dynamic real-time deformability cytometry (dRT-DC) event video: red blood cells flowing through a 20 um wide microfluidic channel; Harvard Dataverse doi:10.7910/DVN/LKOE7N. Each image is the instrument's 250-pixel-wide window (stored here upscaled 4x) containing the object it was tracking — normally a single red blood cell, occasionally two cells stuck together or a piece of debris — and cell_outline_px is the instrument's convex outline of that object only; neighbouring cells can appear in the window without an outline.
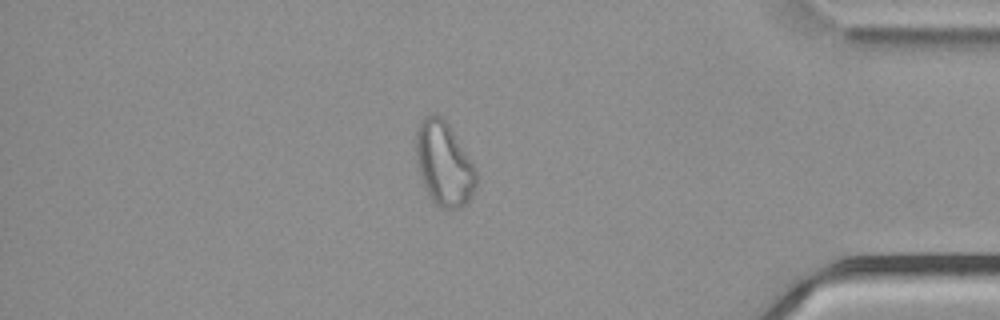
{"species": "common noctule bat (a hibernating species)", "species_latin": "Nyctalus noctula", "temperature_condition": "cold", "stored_images_in_passage": 55, "camera_frame_rate_fps": 3000, "um_per_image_px": 0.085, "animal": {"sex": "male", "body_mass_g": 21.5, "forearm_length_mm": 52.0}, "frame": {"image": 1, "passage_image": 47, "time_ms": 15.333, "image_size_px": [1000, 320], "cell_outline_px": [[476, 184], [468, 204], [460, 208], [440, 208], [428, 196], [424, 188], [420, 176], [416, 160], [416, 128], [420, 120], [424, 116], [440, 116], [448, 124], [472, 164], [476, 172]], "centroid_in_image_um": [37.7, 13.96], "position_along_channel_um": 397.5, "area_um2": 29.19}, "authors_computed_cell_mechanics": {"area_um2": 29.8826, "velocity_mm_per_s": 3.7892, "shape_relaxation_time_tau1_ms": null, "shape_relaxation_time_tau2_ms": 2.7916, "deformation_change_tau1": null, "deformation_change_tau2": 0.1025}}